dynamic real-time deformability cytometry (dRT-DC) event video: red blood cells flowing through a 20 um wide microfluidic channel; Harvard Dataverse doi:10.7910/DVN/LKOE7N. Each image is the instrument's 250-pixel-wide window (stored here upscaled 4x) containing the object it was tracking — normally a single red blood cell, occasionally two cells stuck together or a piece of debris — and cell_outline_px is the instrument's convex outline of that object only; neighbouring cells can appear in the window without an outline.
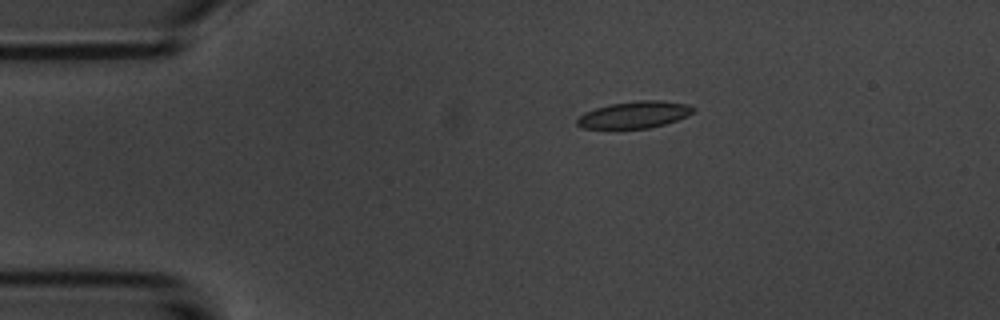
{"species": "common noctule bat (a hibernating species)", "species_latin": "Nyctalus noctula", "temperature_condition": "room temperature", "stored_images_in_passage": 5, "camera_frame_rate_fps": 3000, "um_per_image_px": 0.085, "animal": {"sex": "male", "body_mass_g": 20.1, "forearm_length_mm": 53.5}, "frame": {"image": 1, "passage_image": 2, "time_ms": 1.333, "image_size_px": [1000, 320], "cell_outline_px": [[696, 108], [688, 116], [664, 124], [648, 128], [580, 128], [576, 124], [576, 120], [584, 112], [596, 108], [612, 104], [640, 100], [660, 100], [688, 104]], "centroid_in_image_um": [53.93, 9.75], "position_along_channel_um": 31.1, "area_um2": 18.03}}
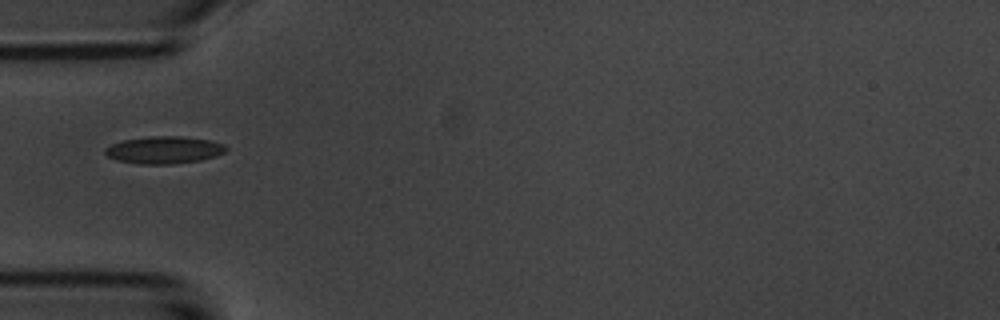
{"frame": {"image": 2, "passage_image": 4, "time_ms": 3.667, "image_size_px": [1000, 320], "cell_outline_px": [[228, 148], [224, 152], [216, 156], [200, 160], [172, 164], [140, 164], [116, 160], [108, 156], [104, 152], [104, 148], [112, 144], [124, 140], [148, 136], [180, 136], [208, 140], [224, 144]], "centroid_in_image_um": [13.93, 12.75], "position_along_channel_um": 71.1, "area_um2": 19.19}}
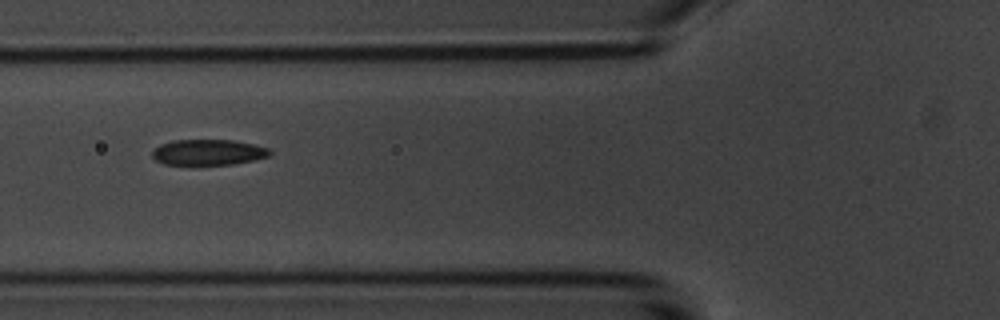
{"frame": {"image": 3, "passage_image": 5, "time_ms": 4.667, "image_size_px": [1000, 320], "cell_outline_px": [[272, 152], [268, 156], [252, 160], [232, 164], [164, 164], [156, 160], [152, 156], [152, 152], [160, 144], [172, 140], [232, 140], [252, 144], [268, 148]], "centroid_in_image_um": [17.68, 12.93], "position_along_channel_um": 108.1, "area_um2": 17.34}}